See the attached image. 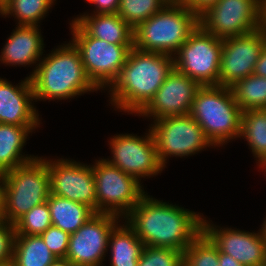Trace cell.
Masks as SVG:
<instances>
[{"instance_id": "30bf717a", "label": "cell", "mask_w": 266, "mask_h": 266, "mask_svg": "<svg viewBox=\"0 0 266 266\" xmlns=\"http://www.w3.org/2000/svg\"><path fill=\"white\" fill-rule=\"evenodd\" d=\"M150 129L157 146V155L165 168L169 157L192 156L214 146L203 129L188 114L169 116L152 121Z\"/></svg>"}, {"instance_id": "f546056e", "label": "cell", "mask_w": 266, "mask_h": 266, "mask_svg": "<svg viewBox=\"0 0 266 266\" xmlns=\"http://www.w3.org/2000/svg\"><path fill=\"white\" fill-rule=\"evenodd\" d=\"M52 226L47 202L34 206L14 223L15 235H41Z\"/></svg>"}, {"instance_id": "e575fe53", "label": "cell", "mask_w": 266, "mask_h": 266, "mask_svg": "<svg viewBox=\"0 0 266 266\" xmlns=\"http://www.w3.org/2000/svg\"><path fill=\"white\" fill-rule=\"evenodd\" d=\"M217 1L218 0H180L184 6L191 12H194L198 17Z\"/></svg>"}, {"instance_id": "836d02e7", "label": "cell", "mask_w": 266, "mask_h": 266, "mask_svg": "<svg viewBox=\"0 0 266 266\" xmlns=\"http://www.w3.org/2000/svg\"><path fill=\"white\" fill-rule=\"evenodd\" d=\"M89 4H94V13L91 14H104V13H117L120 0H86Z\"/></svg>"}, {"instance_id": "cb8c5ba5", "label": "cell", "mask_w": 266, "mask_h": 266, "mask_svg": "<svg viewBox=\"0 0 266 266\" xmlns=\"http://www.w3.org/2000/svg\"><path fill=\"white\" fill-rule=\"evenodd\" d=\"M56 258L40 235H15L12 266H49Z\"/></svg>"}, {"instance_id": "7c38bea8", "label": "cell", "mask_w": 266, "mask_h": 266, "mask_svg": "<svg viewBox=\"0 0 266 266\" xmlns=\"http://www.w3.org/2000/svg\"><path fill=\"white\" fill-rule=\"evenodd\" d=\"M144 136L126 133L114 135L108 141L112 159H105L140 182L141 178L157 176L164 170L158 159L156 141L151 129H148Z\"/></svg>"}, {"instance_id": "ffe728a7", "label": "cell", "mask_w": 266, "mask_h": 266, "mask_svg": "<svg viewBox=\"0 0 266 266\" xmlns=\"http://www.w3.org/2000/svg\"><path fill=\"white\" fill-rule=\"evenodd\" d=\"M91 37L120 45H134V29L117 13H84L72 19Z\"/></svg>"}, {"instance_id": "9a60e30c", "label": "cell", "mask_w": 266, "mask_h": 266, "mask_svg": "<svg viewBox=\"0 0 266 266\" xmlns=\"http://www.w3.org/2000/svg\"><path fill=\"white\" fill-rule=\"evenodd\" d=\"M265 42L266 33L261 28L223 39L219 85L231 87L238 80L253 74Z\"/></svg>"}, {"instance_id": "ac0fdd59", "label": "cell", "mask_w": 266, "mask_h": 266, "mask_svg": "<svg viewBox=\"0 0 266 266\" xmlns=\"http://www.w3.org/2000/svg\"><path fill=\"white\" fill-rule=\"evenodd\" d=\"M33 100L34 93L29 76L18 85L0 77V123L39 126V113L33 105Z\"/></svg>"}, {"instance_id": "3957f363", "label": "cell", "mask_w": 266, "mask_h": 266, "mask_svg": "<svg viewBox=\"0 0 266 266\" xmlns=\"http://www.w3.org/2000/svg\"><path fill=\"white\" fill-rule=\"evenodd\" d=\"M29 77L35 102L67 100L98 91L86 75L78 49L70 41L43 56Z\"/></svg>"}, {"instance_id": "603a6c76", "label": "cell", "mask_w": 266, "mask_h": 266, "mask_svg": "<svg viewBox=\"0 0 266 266\" xmlns=\"http://www.w3.org/2000/svg\"><path fill=\"white\" fill-rule=\"evenodd\" d=\"M47 204L52 225L67 232L75 233L94 214L90 207L54 194H49Z\"/></svg>"}, {"instance_id": "7bdbcfd3", "label": "cell", "mask_w": 266, "mask_h": 266, "mask_svg": "<svg viewBox=\"0 0 266 266\" xmlns=\"http://www.w3.org/2000/svg\"><path fill=\"white\" fill-rule=\"evenodd\" d=\"M3 14V2L0 0V15Z\"/></svg>"}, {"instance_id": "4fadbf2b", "label": "cell", "mask_w": 266, "mask_h": 266, "mask_svg": "<svg viewBox=\"0 0 266 266\" xmlns=\"http://www.w3.org/2000/svg\"><path fill=\"white\" fill-rule=\"evenodd\" d=\"M113 214H94L75 233L70 234L66 258L74 266H103L114 226L122 221Z\"/></svg>"}, {"instance_id": "ab89813d", "label": "cell", "mask_w": 266, "mask_h": 266, "mask_svg": "<svg viewBox=\"0 0 266 266\" xmlns=\"http://www.w3.org/2000/svg\"><path fill=\"white\" fill-rule=\"evenodd\" d=\"M256 163H258L259 168L264 169L266 172V154L262 158H260Z\"/></svg>"}, {"instance_id": "5b68a950", "label": "cell", "mask_w": 266, "mask_h": 266, "mask_svg": "<svg viewBox=\"0 0 266 266\" xmlns=\"http://www.w3.org/2000/svg\"><path fill=\"white\" fill-rule=\"evenodd\" d=\"M203 129L214 147L240 138L242 110L234 100L230 87L201 86L189 114Z\"/></svg>"}, {"instance_id": "5bb4252c", "label": "cell", "mask_w": 266, "mask_h": 266, "mask_svg": "<svg viewBox=\"0 0 266 266\" xmlns=\"http://www.w3.org/2000/svg\"><path fill=\"white\" fill-rule=\"evenodd\" d=\"M50 194L87 205L96 213V188L92 164L48 159Z\"/></svg>"}, {"instance_id": "d590c367", "label": "cell", "mask_w": 266, "mask_h": 266, "mask_svg": "<svg viewBox=\"0 0 266 266\" xmlns=\"http://www.w3.org/2000/svg\"><path fill=\"white\" fill-rule=\"evenodd\" d=\"M253 74L259 77H266V42L263 46L260 57L257 63L255 64Z\"/></svg>"}, {"instance_id": "74e56055", "label": "cell", "mask_w": 266, "mask_h": 266, "mask_svg": "<svg viewBox=\"0 0 266 266\" xmlns=\"http://www.w3.org/2000/svg\"><path fill=\"white\" fill-rule=\"evenodd\" d=\"M261 29L266 33V0H262Z\"/></svg>"}, {"instance_id": "b9f144b4", "label": "cell", "mask_w": 266, "mask_h": 266, "mask_svg": "<svg viewBox=\"0 0 266 266\" xmlns=\"http://www.w3.org/2000/svg\"><path fill=\"white\" fill-rule=\"evenodd\" d=\"M1 187H2V179H0V220L2 219V214H1Z\"/></svg>"}, {"instance_id": "ee69618b", "label": "cell", "mask_w": 266, "mask_h": 266, "mask_svg": "<svg viewBox=\"0 0 266 266\" xmlns=\"http://www.w3.org/2000/svg\"><path fill=\"white\" fill-rule=\"evenodd\" d=\"M0 266H12V263H7V264L0 265Z\"/></svg>"}, {"instance_id": "4dcf8cb0", "label": "cell", "mask_w": 266, "mask_h": 266, "mask_svg": "<svg viewBox=\"0 0 266 266\" xmlns=\"http://www.w3.org/2000/svg\"><path fill=\"white\" fill-rule=\"evenodd\" d=\"M138 266H183V252L172 248L144 246Z\"/></svg>"}, {"instance_id": "d4e9b609", "label": "cell", "mask_w": 266, "mask_h": 266, "mask_svg": "<svg viewBox=\"0 0 266 266\" xmlns=\"http://www.w3.org/2000/svg\"><path fill=\"white\" fill-rule=\"evenodd\" d=\"M242 112L266 109V77L251 74L230 87Z\"/></svg>"}, {"instance_id": "277c9868", "label": "cell", "mask_w": 266, "mask_h": 266, "mask_svg": "<svg viewBox=\"0 0 266 266\" xmlns=\"http://www.w3.org/2000/svg\"><path fill=\"white\" fill-rule=\"evenodd\" d=\"M2 220L14 224L34 206L47 202L50 194V175L47 157L6 171L1 175Z\"/></svg>"}, {"instance_id": "d6a6232c", "label": "cell", "mask_w": 266, "mask_h": 266, "mask_svg": "<svg viewBox=\"0 0 266 266\" xmlns=\"http://www.w3.org/2000/svg\"><path fill=\"white\" fill-rule=\"evenodd\" d=\"M14 224L0 220V265L12 263L15 238Z\"/></svg>"}, {"instance_id": "8d00e7d4", "label": "cell", "mask_w": 266, "mask_h": 266, "mask_svg": "<svg viewBox=\"0 0 266 266\" xmlns=\"http://www.w3.org/2000/svg\"><path fill=\"white\" fill-rule=\"evenodd\" d=\"M219 266H244V265L240 264L230 255H227L219 251Z\"/></svg>"}, {"instance_id": "8992f818", "label": "cell", "mask_w": 266, "mask_h": 266, "mask_svg": "<svg viewBox=\"0 0 266 266\" xmlns=\"http://www.w3.org/2000/svg\"><path fill=\"white\" fill-rule=\"evenodd\" d=\"M198 25L194 12L180 1H170L134 29V47L174 56Z\"/></svg>"}, {"instance_id": "f6af8a7d", "label": "cell", "mask_w": 266, "mask_h": 266, "mask_svg": "<svg viewBox=\"0 0 266 266\" xmlns=\"http://www.w3.org/2000/svg\"><path fill=\"white\" fill-rule=\"evenodd\" d=\"M255 266H266V262Z\"/></svg>"}, {"instance_id": "1f68e13d", "label": "cell", "mask_w": 266, "mask_h": 266, "mask_svg": "<svg viewBox=\"0 0 266 266\" xmlns=\"http://www.w3.org/2000/svg\"><path fill=\"white\" fill-rule=\"evenodd\" d=\"M49 250L57 257H66L69 244V234L60 228L50 226L40 235Z\"/></svg>"}, {"instance_id": "4316f807", "label": "cell", "mask_w": 266, "mask_h": 266, "mask_svg": "<svg viewBox=\"0 0 266 266\" xmlns=\"http://www.w3.org/2000/svg\"><path fill=\"white\" fill-rule=\"evenodd\" d=\"M56 0H5L2 16H13L18 25H35L45 18Z\"/></svg>"}, {"instance_id": "f1b7e54d", "label": "cell", "mask_w": 266, "mask_h": 266, "mask_svg": "<svg viewBox=\"0 0 266 266\" xmlns=\"http://www.w3.org/2000/svg\"><path fill=\"white\" fill-rule=\"evenodd\" d=\"M183 266H219V250L202 232L183 252Z\"/></svg>"}, {"instance_id": "7a4b0ae2", "label": "cell", "mask_w": 266, "mask_h": 266, "mask_svg": "<svg viewBox=\"0 0 266 266\" xmlns=\"http://www.w3.org/2000/svg\"><path fill=\"white\" fill-rule=\"evenodd\" d=\"M174 68L173 56L133 47L119 76L108 88L110 104L120 112L139 114Z\"/></svg>"}, {"instance_id": "44dd1931", "label": "cell", "mask_w": 266, "mask_h": 266, "mask_svg": "<svg viewBox=\"0 0 266 266\" xmlns=\"http://www.w3.org/2000/svg\"><path fill=\"white\" fill-rule=\"evenodd\" d=\"M38 127L0 123V175L38 157L22 154L27 137Z\"/></svg>"}, {"instance_id": "f35d334b", "label": "cell", "mask_w": 266, "mask_h": 266, "mask_svg": "<svg viewBox=\"0 0 266 266\" xmlns=\"http://www.w3.org/2000/svg\"><path fill=\"white\" fill-rule=\"evenodd\" d=\"M49 266H74L66 257L56 258Z\"/></svg>"}, {"instance_id": "6da1fadb", "label": "cell", "mask_w": 266, "mask_h": 266, "mask_svg": "<svg viewBox=\"0 0 266 266\" xmlns=\"http://www.w3.org/2000/svg\"><path fill=\"white\" fill-rule=\"evenodd\" d=\"M144 246L182 252L203 232V216L148 193L124 218Z\"/></svg>"}, {"instance_id": "2e32d148", "label": "cell", "mask_w": 266, "mask_h": 266, "mask_svg": "<svg viewBox=\"0 0 266 266\" xmlns=\"http://www.w3.org/2000/svg\"><path fill=\"white\" fill-rule=\"evenodd\" d=\"M201 85L177 69L168 74L149 104L138 114L157 120L190 114L195 95Z\"/></svg>"}, {"instance_id": "83f0119b", "label": "cell", "mask_w": 266, "mask_h": 266, "mask_svg": "<svg viewBox=\"0 0 266 266\" xmlns=\"http://www.w3.org/2000/svg\"><path fill=\"white\" fill-rule=\"evenodd\" d=\"M169 2V0H120L117 14L135 29Z\"/></svg>"}, {"instance_id": "e0dca14e", "label": "cell", "mask_w": 266, "mask_h": 266, "mask_svg": "<svg viewBox=\"0 0 266 266\" xmlns=\"http://www.w3.org/2000/svg\"><path fill=\"white\" fill-rule=\"evenodd\" d=\"M218 227V228H217ZM203 232L222 253L230 255L244 266H255L266 262V241L261 229L242 231L212 224L203 217Z\"/></svg>"}, {"instance_id": "9c48e42d", "label": "cell", "mask_w": 266, "mask_h": 266, "mask_svg": "<svg viewBox=\"0 0 266 266\" xmlns=\"http://www.w3.org/2000/svg\"><path fill=\"white\" fill-rule=\"evenodd\" d=\"M223 40L200 25L173 56L174 68L201 86L219 85Z\"/></svg>"}, {"instance_id": "52a82bcc", "label": "cell", "mask_w": 266, "mask_h": 266, "mask_svg": "<svg viewBox=\"0 0 266 266\" xmlns=\"http://www.w3.org/2000/svg\"><path fill=\"white\" fill-rule=\"evenodd\" d=\"M70 25L71 42L78 49L86 75L98 90H105L119 76L134 45L108 43L91 37L76 21Z\"/></svg>"}, {"instance_id": "ba28073f", "label": "cell", "mask_w": 266, "mask_h": 266, "mask_svg": "<svg viewBox=\"0 0 266 266\" xmlns=\"http://www.w3.org/2000/svg\"><path fill=\"white\" fill-rule=\"evenodd\" d=\"M96 190V213L124 218L146 195L142 183L110 164L105 158L92 165ZM123 216V217H122Z\"/></svg>"}, {"instance_id": "8fae6325", "label": "cell", "mask_w": 266, "mask_h": 266, "mask_svg": "<svg viewBox=\"0 0 266 266\" xmlns=\"http://www.w3.org/2000/svg\"><path fill=\"white\" fill-rule=\"evenodd\" d=\"M262 0H218L199 16V25L219 39L261 28Z\"/></svg>"}, {"instance_id": "7402d4cb", "label": "cell", "mask_w": 266, "mask_h": 266, "mask_svg": "<svg viewBox=\"0 0 266 266\" xmlns=\"http://www.w3.org/2000/svg\"><path fill=\"white\" fill-rule=\"evenodd\" d=\"M110 266H138L144 248L133 228L124 221L117 223L109 236Z\"/></svg>"}, {"instance_id": "d6986e66", "label": "cell", "mask_w": 266, "mask_h": 266, "mask_svg": "<svg viewBox=\"0 0 266 266\" xmlns=\"http://www.w3.org/2000/svg\"><path fill=\"white\" fill-rule=\"evenodd\" d=\"M16 26L1 49V63L10 66L21 65V67H29L37 63V66V61L45 55L43 54L45 44L39 31L40 26L18 24Z\"/></svg>"}, {"instance_id": "484cf974", "label": "cell", "mask_w": 266, "mask_h": 266, "mask_svg": "<svg viewBox=\"0 0 266 266\" xmlns=\"http://www.w3.org/2000/svg\"><path fill=\"white\" fill-rule=\"evenodd\" d=\"M241 137L247 141L256 161L266 154V109L242 112Z\"/></svg>"}, {"instance_id": "60d3db41", "label": "cell", "mask_w": 266, "mask_h": 266, "mask_svg": "<svg viewBox=\"0 0 266 266\" xmlns=\"http://www.w3.org/2000/svg\"><path fill=\"white\" fill-rule=\"evenodd\" d=\"M261 232H262V235H263V237H264V239L266 241V217H265V219H264V221L262 223Z\"/></svg>"}]
</instances>
